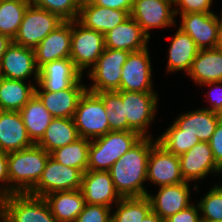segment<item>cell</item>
Instances as JSON below:
<instances>
[{"label":"cell","mask_w":222,"mask_h":222,"mask_svg":"<svg viewBox=\"0 0 222 222\" xmlns=\"http://www.w3.org/2000/svg\"><path fill=\"white\" fill-rule=\"evenodd\" d=\"M92 4L107 7L115 10H124L129 15L133 7L134 0H89Z\"/></svg>","instance_id":"ee69618b"},{"label":"cell","mask_w":222,"mask_h":222,"mask_svg":"<svg viewBox=\"0 0 222 222\" xmlns=\"http://www.w3.org/2000/svg\"><path fill=\"white\" fill-rule=\"evenodd\" d=\"M86 90L84 84L76 82L69 89L58 92L40 91L35 87V95L53 118H73L78 102Z\"/></svg>","instance_id":"ffe728a7"},{"label":"cell","mask_w":222,"mask_h":222,"mask_svg":"<svg viewBox=\"0 0 222 222\" xmlns=\"http://www.w3.org/2000/svg\"><path fill=\"white\" fill-rule=\"evenodd\" d=\"M178 157L180 172L184 181L191 182L203 179L211 172H222L215 162L209 142H199Z\"/></svg>","instance_id":"2e32d148"},{"label":"cell","mask_w":222,"mask_h":222,"mask_svg":"<svg viewBox=\"0 0 222 222\" xmlns=\"http://www.w3.org/2000/svg\"><path fill=\"white\" fill-rule=\"evenodd\" d=\"M149 39L141 26L131 16L104 34L105 48L128 52L147 48Z\"/></svg>","instance_id":"603a6c76"},{"label":"cell","mask_w":222,"mask_h":222,"mask_svg":"<svg viewBox=\"0 0 222 222\" xmlns=\"http://www.w3.org/2000/svg\"><path fill=\"white\" fill-rule=\"evenodd\" d=\"M34 95V84L0 77V110L19 112Z\"/></svg>","instance_id":"f1b7e54d"},{"label":"cell","mask_w":222,"mask_h":222,"mask_svg":"<svg viewBox=\"0 0 222 222\" xmlns=\"http://www.w3.org/2000/svg\"><path fill=\"white\" fill-rule=\"evenodd\" d=\"M130 15L124 10H115L92 4L89 0L81 3L77 21L86 28L103 35L124 22Z\"/></svg>","instance_id":"7402d4cb"},{"label":"cell","mask_w":222,"mask_h":222,"mask_svg":"<svg viewBox=\"0 0 222 222\" xmlns=\"http://www.w3.org/2000/svg\"><path fill=\"white\" fill-rule=\"evenodd\" d=\"M82 72L70 58L54 60L39 68L38 86L42 91L58 92L81 82Z\"/></svg>","instance_id":"9a60e30c"},{"label":"cell","mask_w":222,"mask_h":222,"mask_svg":"<svg viewBox=\"0 0 222 222\" xmlns=\"http://www.w3.org/2000/svg\"><path fill=\"white\" fill-rule=\"evenodd\" d=\"M152 137H143L134 147L121 156L109 169L116 192L121 198L144 197L147 180V162L152 146Z\"/></svg>","instance_id":"6da1fadb"},{"label":"cell","mask_w":222,"mask_h":222,"mask_svg":"<svg viewBox=\"0 0 222 222\" xmlns=\"http://www.w3.org/2000/svg\"><path fill=\"white\" fill-rule=\"evenodd\" d=\"M129 53L125 50L105 48L97 63L88 71L94 84L87 90L93 93L119 91L122 67Z\"/></svg>","instance_id":"52a82bcc"},{"label":"cell","mask_w":222,"mask_h":222,"mask_svg":"<svg viewBox=\"0 0 222 222\" xmlns=\"http://www.w3.org/2000/svg\"><path fill=\"white\" fill-rule=\"evenodd\" d=\"M187 75L203 86L210 82H222V50L199 49Z\"/></svg>","instance_id":"4316f807"},{"label":"cell","mask_w":222,"mask_h":222,"mask_svg":"<svg viewBox=\"0 0 222 222\" xmlns=\"http://www.w3.org/2000/svg\"><path fill=\"white\" fill-rule=\"evenodd\" d=\"M33 145L20 112L0 110V151L9 153Z\"/></svg>","instance_id":"cb8c5ba5"},{"label":"cell","mask_w":222,"mask_h":222,"mask_svg":"<svg viewBox=\"0 0 222 222\" xmlns=\"http://www.w3.org/2000/svg\"><path fill=\"white\" fill-rule=\"evenodd\" d=\"M112 207L85 204L75 222H112Z\"/></svg>","instance_id":"f35d334b"},{"label":"cell","mask_w":222,"mask_h":222,"mask_svg":"<svg viewBox=\"0 0 222 222\" xmlns=\"http://www.w3.org/2000/svg\"><path fill=\"white\" fill-rule=\"evenodd\" d=\"M19 112L29 138L34 144H37L44 136L53 116L47 111L36 95Z\"/></svg>","instance_id":"4dcf8cb0"},{"label":"cell","mask_w":222,"mask_h":222,"mask_svg":"<svg viewBox=\"0 0 222 222\" xmlns=\"http://www.w3.org/2000/svg\"><path fill=\"white\" fill-rule=\"evenodd\" d=\"M50 156L37 144L9 152L8 176L11 188L16 193H28L39 181Z\"/></svg>","instance_id":"7a4b0ae2"},{"label":"cell","mask_w":222,"mask_h":222,"mask_svg":"<svg viewBox=\"0 0 222 222\" xmlns=\"http://www.w3.org/2000/svg\"><path fill=\"white\" fill-rule=\"evenodd\" d=\"M151 202V210L163 220L187 208L190 203L189 182L162 186L156 195L147 194Z\"/></svg>","instance_id":"44dd1931"},{"label":"cell","mask_w":222,"mask_h":222,"mask_svg":"<svg viewBox=\"0 0 222 222\" xmlns=\"http://www.w3.org/2000/svg\"><path fill=\"white\" fill-rule=\"evenodd\" d=\"M216 48L222 50V17L220 19L218 18V38Z\"/></svg>","instance_id":"c3c4849f"},{"label":"cell","mask_w":222,"mask_h":222,"mask_svg":"<svg viewBox=\"0 0 222 222\" xmlns=\"http://www.w3.org/2000/svg\"><path fill=\"white\" fill-rule=\"evenodd\" d=\"M72 21H64L34 49L38 68L54 60L70 58Z\"/></svg>","instance_id":"d6986e66"},{"label":"cell","mask_w":222,"mask_h":222,"mask_svg":"<svg viewBox=\"0 0 222 222\" xmlns=\"http://www.w3.org/2000/svg\"><path fill=\"white\" fill-rule=\"evenodd\" d=\"M112 222H141L151 211V202L147 196L121 198L115 205Z\"/></svg>","instance_id":"836d02e7"},{"label":"cell","mask_w":222,"mask_h":222,"mask_svg":"<svg viewBox=\"0 0 222 222\" xmlns=\"http://www.w3.org/2000/svg\"><path fill=\"white\" fill-rule=\"evenodd\" d=\"M91 140L80 137L75 142L54 150L50 155L64 166L87 171Z\"/></svg>","instance_id":"1f68e13d"},{"label":"cell","mask_w":222,"mask_h":222,"mask_svg":"<svg viewBox=\"0 0 222 222\" xmlns=\"http://www.w3.org/2000/svg\"><path fill=\"white\" fill-rule=\"evenodd\" d=\"M148 179L159 187L185 182L180 172L179 157L167 151L158 142L152 146L148 157Z\"/></svg>","instance_id":"7c38bea8"},{"label":"cell","mask_w":222,"mask_h":222,"mask_svg":"<svg viewBox=\"0 0 222 222\" xmlns=\"http://www.w3.org/2000/svg\"><path fill=\"white\" fill-rule=\"evenodd\" d=\"M143 137L135 131H110L91 140L87 170L109 171Z\"/></svg>","instance_id":"3957f363"},{"label":"cell","mask_w":222,"mask_h":222,"mask_svg":"<svg viewBox=\"0 0 222 222\" xmlns=\"http://www.w3.org/2000/svg\"><path fill=\"white\" fill-rule=\"evenodd\" d=\"M82 175L79 169L64 166L50 156L39 181L28 193L44 197L56 191L81 189Z\"/></svg>","instance_id":"30bf717a"},{"label":"cell","mask_w":222,"mask_h":222,"mask_svg":"<svg viewBox=\"0 0 222 222\" xmlns=\"http://www.w3.org/2000/svg\"><path fill=\"white\" fill-rule=\"evenodd\" d=\"M215 84V85H214ZM217 84V85H216ZM222 84V82L218 81V82H210V83H206V85L208 86H214L216 87L215 90L213 89L212 91L214 92H209L210 96L208 95L207 97H211L210 100V104H211V108H205V109H209L210 111L222 114V86H220ZM217 90V91H216ZM217 93V94H216Z\"/></svg>","instance_id":"f6af8a7d"},{"label":"cell","mask_w":222,"mask_h":222,"mask_svg":"<svg viewBox=\"0 0 222 222\" xmlns=\"http://www.w3.org/2000/svg\"><path fill=\"white\" fill-rule=\"evenodd\" d=\"M29 0H0V33L13 41Z\"/></svg>","instance_id":"d6a6232c"},{"label":"cell","mask_w":222,"mask_h":222,"mask_svg":"<svg viewBox=\"0 0 222 222\" xmlns=\"http://www.w3.org/2000/svg\"><path fill=\"white\" fill-rule=\"evenodd\" d=\"M103 101L107 111L110 131H127V119L124 117L122 90L96 93Z\"/></svg>","instance_id":"d590c367"},{"label":"cell","mask_w":222,"mask_h":222,"mask_svg":"<svg viewBox=\"0 0 222 222\" xmlns=\"http://www.w3.org/2000/svg\"><path fill=\"white\" fill-rule=\"evenodd\" d=\"M64 22L57 14L32 4L27 7L13 43L35 49L49 33Z\"/></svg>","instance_id":"8992f818"},{"label":"cell","mask_w":222,"mask_h":222,"mask_svg":"<svg viewBox=\"0 0 222 222\" xmlns=\"http://www.w3.org/2000/svg\"><path fill=\"white\" fill-rule=\"evenodd\" d=\"M198 212V205L195 206L194 204H191L187 208L169 216L164 222H201L202 219Z\"/></svg>","instance_id":"b9f144b4"},{"label":"cell","mask_w":222,"mask_h":222,"mask_svg":"<svg viewBox=\"0 0 222 222\" xmlns=\"http://www.w3.org/2000/svg\"><path fill=\"white\" fill-rule=\"evenodd\" d=\"M12 43V40L0 33V60L5 53L6 48Z\"/></svg>","instance_id":"bcb514c9"},{"label":"cell","mask_w":222,"mask_h":222,"mask_svg":"<svg viewBox=\"0 0 222 222\" xmlns=\"http://www.w3.org/2000/svg\"><path fill=\"white\" fill-rule=\"evenodd\" d=\"M217 166L222 170V119L209 141Z\"/></svg>","instance_id":"7bdbcfd3"},{"label":"cell","mask_w":222,"mask_h":222,"mask_svg":"<svg viewBox=\"0 0 222 222\" xmlns=\"http://www.w3.org/2000/svg\"><path fill=\"white\" fill-rule=\"evenodd\" d=\"M173 3L178 8H173L175 15L177 14H187V13H213L210 10L211 4L213 3L212 0H172ZM180 11V13H179Z\"/></svg>","instance_id":"ab89813d"},{"label":"cell","mask_w":222,"mask_h":222,"mask_svg":"<svg viewBox=\"0 0 222 222\" xmlns=\"http://www.w3.org/2000/svg\"><path fill=\"white\" fill-rule=\"evenodd\" d=\"M104 50L105 40L101 32L86 28L77 20L72 21L70 59L82 74L83 70L97 63Z\"/></svg>","instance_id":"ba28073f"},{"label":"cell","mask_w":222,"mask_h":222,"mask_svg":"<svg viewBox=\"0 0 222 222\" xmlns=\"http://www.w3.org/2000/svg\"><path fill=\"white\" fill-rule=\"evenodd\" d=\"M221 119L222 114L200 108L181 114L173 123L182 133L196 136L200 142H209Z\"/></svg>","instance_id":"d4e9b609"},{"label":"cell","mask_w":222,"mask_h":222,"mask_svg":"<svg viewBox=\"0 0 222 222\" xmlns=\"http://www.w3.org/2000/svg\"><path fill=\"white\" fill-rule=\"evenodd\" d=\"M33 74L38 82L39 68L36 65L35 51L33 48L11 43L0 60V77L27 80Z\"/></svg>","instance_id":"5bb4252c"},{"label":"cell","mask_w":222,"mask_h":222,"mask_svg":"<svg viewBox=\"0 0 222 222\" xmlns=\"http://www.w3.org/2000/svg\"><path fill=\"white\" fill-rule=\"evenodd\" d=\"M172 0H134L130 16L150 38L149 30L173 26L175 12Z\"/></svg>","instance_id":"4fadbf2b"},{"label":"cell","mask_w":222,"mask_h":222,"mask_svg":"<svg viewBox=\"0 0 222 222\" xmlns=\"http://www.w3.org/2000/svg\"><path fill=\"white\" fill-rule=\"evenodd\" d=\"M148 47L130 52L122 67L120 90L155 93L152 88V68Z\"/></svg>","instance_id":"8fae6325"},{"label":"cell","mask_w":222,"mask_h":222,"mask_svg":"<svg viewBox=\"0 0 222 222\" xmlns=\"http://www.w3.org/2000/svg\"><path fill=\"white\" fill-rule=\"evenodd\" d=\"M1 222H58L43 197L16 193L0 201Z\"/></svg>","instance_id":"277c9868"},{"label":"cell","mask_w":222,"mask_h":222,"mask_svg":"<svg viewBox=\"0 0 222 222\" xmlns=\"http://www.w3.org/2000/svg\"><path fill=\"white\" fill-rule=\"evenodd\" d=\"M201 222H222V221H201Z\"/></svg>","instance_id":"681fc988"},{"label":"cell","mask_w":222,"mask_h":222,"mask_svg":"<svg viewBox=\"0 0 222 222\" xmlns=\"http://www.w3.org/2000/svg\"><path fill=\"white\" fill-rule=\"evenodd\" d=\"M197 205L202 221H222V185H214Z\"/></svg>","instance_id":"74e56055"},{"label":"cell","mask_w":222,"mask_h":222,"mask_svg":"<svg viewBox=\"0 0 222 222\" xmlns=\"http://www.w3.org/2000/svg\"><path fill=\"white\" fill-rule=\"evenodd\" d=\"M0 181L3 182V185L0 187V201L10 197L16 192L11 188L9 184V176H8V153L4 151H0ZM5 184H7L5 186Z\"/></svg>","instance_id":"60d3db41"},{"label":"cell","mask_w":222,"mask_h":222,"mask_svg":"<svg viewBox=\"0 0 222 222\" xmlns=\"http://www.w3.org/2000/svg\"><path fill=\"white\" fill-rule=\"evenodd\" d=\"M73 120L79 137L96 139L110 132L107 111L102 99L86 90L81 96Z\"/></svg>","instance_id":"5b68a950"},{"label":"cell","mask_w":222,"mask_h":222,"mask_svg":"<svg viewBox=\"0 0 222 222\" xmlns=\"http://www.w3.org/2000/svg\"><path fill=\"white\" fill-rule=\"evenodd\" d=\"M124 117L127 119V131H135L142 137L146 135L147 127L154 120L158 104L157 93L122 91Z\"/></svg>","instance_id":"9c48e42d"},{"label":"cell","mask_w":222,"mask_h":222,"mask_svg":"<svg viewBox=\"0 0 222 222\" xmlns=\"http://www.w3.org/2000/svg\"><path fill=\"white\" fill-rule=\"evenodd\" d=\"M80 190L86 204L111 207L121 199L115 190L109 171L87 170L82 175Z\"/></svg>","instance_id":"e0dca14e"},{"label":"cell","mask_w":222,"mask_h":222,"mask_svg":"<svg viewBox=\"0 0 222 222\" xmlns=\"http://www.w3.org/2000/svg\"><path fill=\"white\" fill-rule=\"evenodd\" d=\"M157 142L167 151L180 156L192 149L200 141L196 136L182 133V130L172 123L169 128L157 138Z\"/></svg>","instance_id":"e575fe53"},{"label":"cell","mask_w":222,"mask_h":222,"mask_svg":"<svg viewBox=\"0 0 222 222\" xmlns=\"http://www.w3.org/2000/svg\"><path fill=\"white\" fill-rule=\"evenodd\" d=\"M141 222H164V220L151 210Z\"/></svg>","instance_id":"7dc6e473"},{"label":"cell","mask_w":222,"mask_h":222,"mask_svg":"<svg viewBox=\"0 0 222 222\" xmlns=\"http://www.w3.org/2000/svg\"><path fill=\"white\" fill-rule=\"evenodd\" d=\"M43 198L58 222H75L86 204L80 189L56 191Z\"/></svg>","instance_id":"484cf974"},{"label":"cell","mask_w":222,"mask_h":222,"mask_svg":"<svg viewBox=\"0 0 222 222\" xmlns=\"http://www.w3.org/2000/svg\"><path fill=\"white\" fill-rule=\"evenodd\" d=\"M79 138L73 118H53L37 145L51 154Z\"/></svg>","instance_id":"f546056e"},{"label":"cell","mask_w":222,"mask_h":222,"mask_svg":"<svg viewBox=\"0 0 222 222\" xmlns=\"http://www.w3.org/2000/svg\"><path fill=\"white\" fill-rule=\"evenodd\" d=\"M30 4L57 14L64 21L77 20L80 0H29Z\"/></svg>","instance_id":"8d00e7d4"},{"label":"cell","mask_w":222,"mask_h":222,"mask_svg":"<svg viewBox=\"0 0 222 222\" xmlns=\"http://www.w3.org/2000/svg\"><path fill=\"white\" fill-rule=\"evenodd\" d=\"M179 28L187 33L199 49L216 48L218 16L214 13H187L180 15Z\"/></svg>","instance_id":"ac0fdd59"},{"label":"cell","mask_w":222,"mask_h":222,"mask_svg":"<svg viewBox=\"0 0 222 222\" xmlns=\"http://www.w3.org/2000/svg\"><path fill=\"white\" fill-rule=\"evenodd\" d=\"M198 51L191 37L178 28L169 47L167 71L184 70L188 74Z\"/></svg>","instance_id":"83f0119b"}]
</instances>
